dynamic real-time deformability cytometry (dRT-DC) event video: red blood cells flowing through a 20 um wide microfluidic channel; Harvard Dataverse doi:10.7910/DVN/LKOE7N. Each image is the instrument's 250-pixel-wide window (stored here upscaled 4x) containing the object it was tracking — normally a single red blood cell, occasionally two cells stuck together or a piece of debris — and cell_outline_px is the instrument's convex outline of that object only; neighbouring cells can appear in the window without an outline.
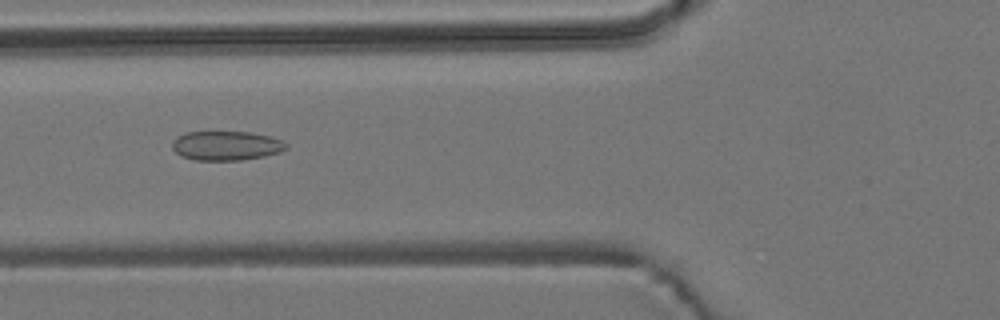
{"species": "common noctule bat (a hibernating species)", "species_latin": "Nyctalus noctula", "temperature_condition": "room temperature", "stored_images_in_passage": 8, "camera_frame_rate_fps": 3000, "um_per_image_px": 0.085, "animal": {"sex": "male", "body_mass_g": 19.2, "forearm_length_mm": 51.8}, "frame": {"image": 1, "passage_image": 6, "time_ms": 5.667, "image_size_px": [1000, 320], "cell_outline_px": [[288, 148], [280, 152], [264, 156], [240, 160], [196, 160], [180, 156], [172, 148], [172, 140], [176, 136], [188, 132], [248, 132], [272, 136], [284, 140], [288, 144]], "centroid_in_image_um": [19.25, 12.38], "position_along_channel_um": 106.6, "area_um2": 19.65}}
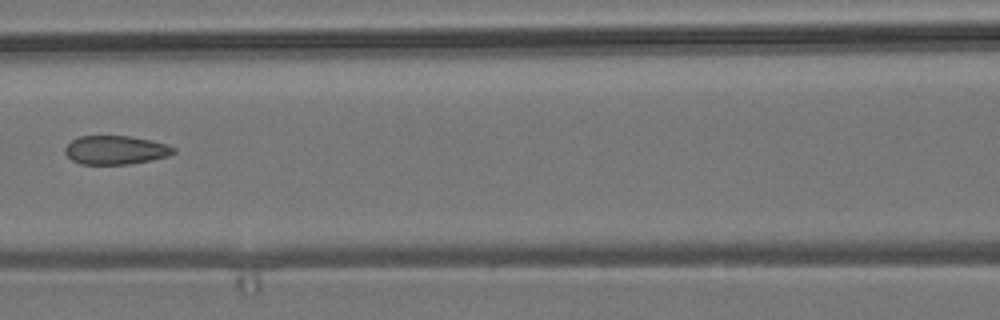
{"frame": {"image": 2, "passage_image": 7, "time_ms": 7.0, "image_size_px": [1000, 320], "cell_outline_px": [[176, 152], [168, 156], [152, 160], [132, 164], [80, 164], [72, 160], [64, 152], [64, 148], [72, 140], [80, 136], [128, 136], [152, 140], [168, 144], [176, 148]], "centroid_in_image_um": [9.86, 12.75], "position_along_channel_um": 156.7, "area_um2": 18.32}}
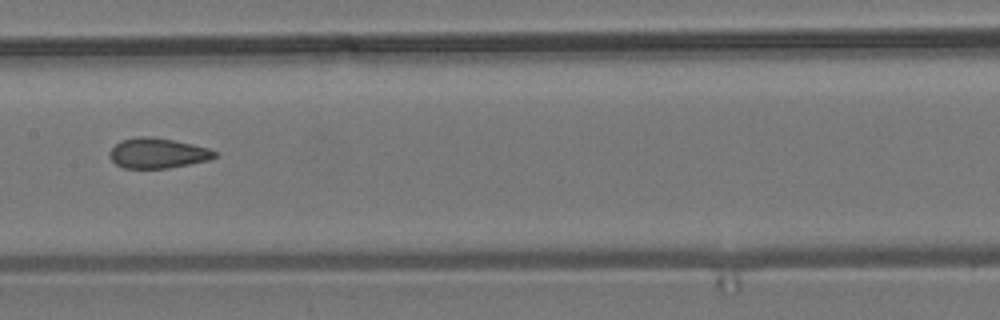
{"frame": {"image": 3, "passage_image": 8, "time_ms": 8.0, "image_size_px": [1000, 320], "cell_outline_px": [[220, 152], [216, 156], [208, 160], [168, 168], [124, 168], [116, 164], [108, 156], [108, 152], [120, 140], [140, 136], [152, 136], [192, 144], [208, 148]], "centroid_in_image_um": [13.39, 13.01], "position_along_channel_um": 194.0, "area_um2": 18.5}}